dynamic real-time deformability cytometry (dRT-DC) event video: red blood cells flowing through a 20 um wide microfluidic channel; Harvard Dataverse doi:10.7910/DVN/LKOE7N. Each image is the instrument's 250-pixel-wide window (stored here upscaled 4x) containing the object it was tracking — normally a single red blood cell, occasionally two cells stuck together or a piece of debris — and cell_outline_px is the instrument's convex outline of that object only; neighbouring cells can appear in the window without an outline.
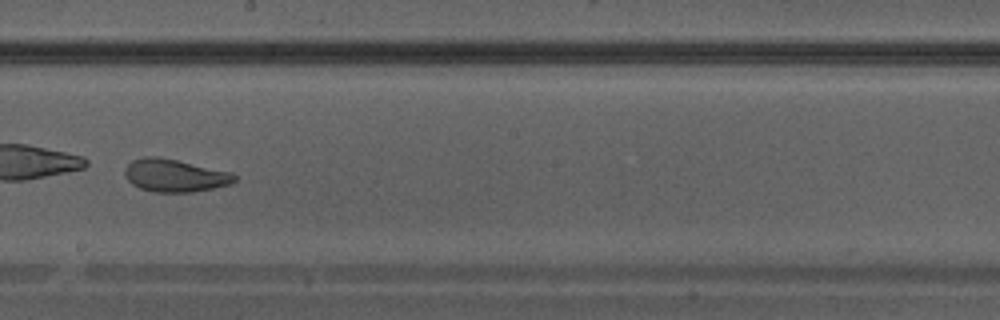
{"species": "Egyptian fruit bat (a non-hibernating species)", "species_latin": "Rousettus aegyptiacus", "temperature_condition": "warm", "stored_images_in_passage": 39, "camera_frame_rate_fps": 3000, "um_per_image_px": 0.085, "animal": {"sex": "male"}, "frame": {"image": 1, "passage_image": 23, "time_ms": 7.333, "image_size_px": [1000, 320], "cell_outline_px": [[236, 180], [232, 184], [192, 192], [152, 192], [140, 188], [132, 184], [124, 176], [124, 168], [132, 160], [144, 156], [156, 156], [176, 160], [232, 172], [236, 176]], "centroid_in_image_um": [14.83, 14.92], "position_along_channel_um": 233.4, "area_um2": 20.98}}